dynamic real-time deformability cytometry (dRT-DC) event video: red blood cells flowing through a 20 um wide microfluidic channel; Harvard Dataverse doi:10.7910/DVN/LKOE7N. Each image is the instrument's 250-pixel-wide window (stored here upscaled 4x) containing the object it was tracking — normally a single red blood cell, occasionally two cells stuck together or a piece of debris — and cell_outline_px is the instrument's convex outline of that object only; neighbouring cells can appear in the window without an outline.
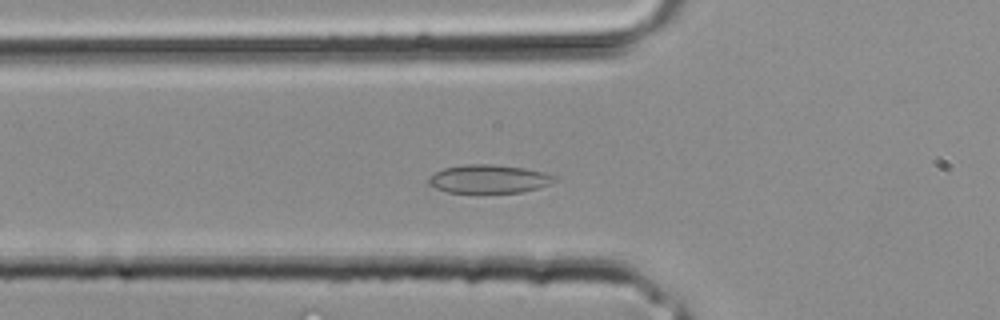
{"species": "common noctule bat (a hibernating species)", "species_latin": "Nyctalus noctula", "temperature_condition": "room temperature", "stored_images_in_passage": 30, "segment_of_instrument_passage": [1, 2], "camera_frame_rate_fps": 3000, "um_per_image_px": 0.085, "animal": {"sex": "male", "body_mass_g": 20.4}, "frame": {"image": 1, "passage_image": 7, "time_ms": 2.0, "image_size_px": [1000, 320], "cell_outline_px": [[556, 180], [540, 188], [520, 192], [448, 192], [436, 188], [428, 184], [428, 176], [444, 168], [464, 164], [492, 164], [524, 168], [544, 172], [556, 176]], "centroid_in_image_um": [41.54, 15.2], "position_along_channel_um": 84.3, "area_um2": 20.75}}
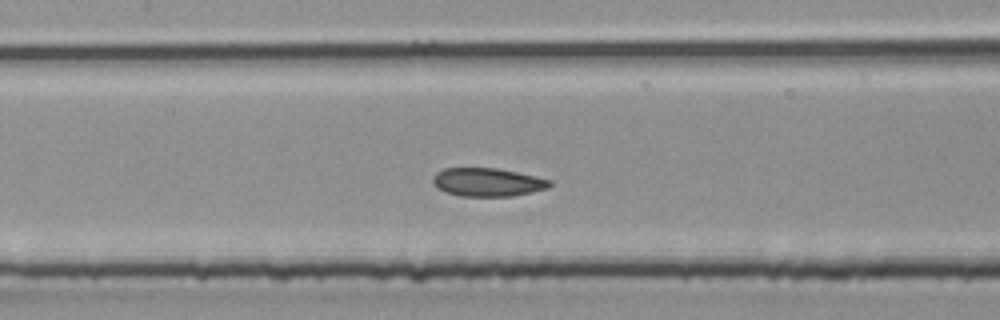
{"frame": {"image": 2, "passage_image": 11, "time_ms": 3.333, "image_size_px": [1000, 320], "cell_outline_px": [[552, 184], [548, 188], [532, 192], [512, 196], [460, 196], [444, 192], [436, 188], [432, 180], [432, 176], [436, 172], [444, 168], [496, 168], [536, 176], [552, 180]], "centroid_in_image_um": [41.42, 15.49], "position_along_channel_um": 166.0, "area_um2": 19.48}}
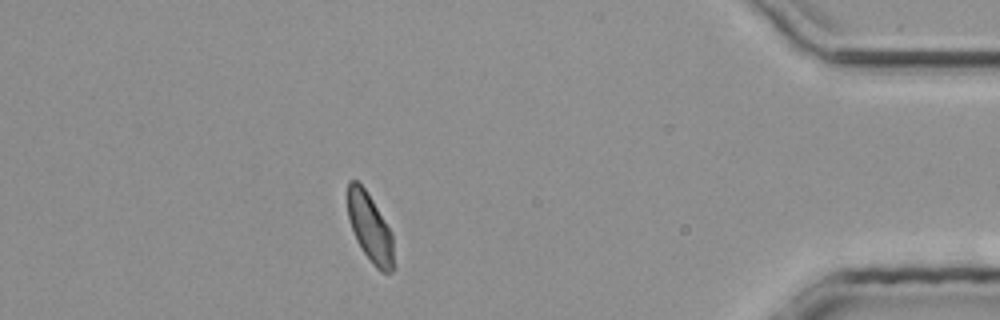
{"frame": {"image": 3, "passage_image": 25, "time_ms": 8.0, "image_size_px": [1000, 320], "cell_outline_px": [[396, 268], [392, 272], [380, 272], [372, 264], [356, 240], [348, 216], [348, 180], [356, 180], [364, 188], [372, 200], [392, 232]], "centroid_in_image_um": [31.49, 19.43], "position_along_channel_um": 403.7, "area_um2": 18.5}}